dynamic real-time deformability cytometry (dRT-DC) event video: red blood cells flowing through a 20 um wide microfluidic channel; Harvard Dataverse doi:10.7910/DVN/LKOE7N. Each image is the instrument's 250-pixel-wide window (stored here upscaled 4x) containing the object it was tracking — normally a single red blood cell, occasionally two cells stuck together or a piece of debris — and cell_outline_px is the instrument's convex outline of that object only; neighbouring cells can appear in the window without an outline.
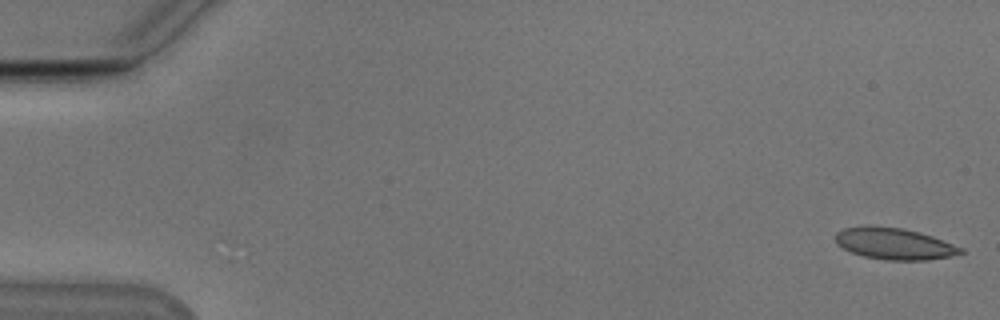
{"species": "Egyptian fruit bat (a non-hibernating species)", "species_latin": "Rousettus aegyptiacus", "temperature_condition": "cold", "stored_images_in_passage": 54, "camera_frame_rate_fps": 3000, "um_per_image_px": 0.085, "animal": {"sex": "male"}, "frame": {"image": 1, "passage_image": 1, "time_ms": 0.0, "image_size_px": [1000, 320], "cell_outline_px": [[964, 252], [948, 256], [924, 260], [888, 260], [864, 256], [852, 252], [836, 244], [836, 232], [844, 228], [868, 224], [900, 228], [920, 232], [932, 236], [964, 248]], "centroid_in_image_um": [75.98, 20.69], "position_along_channel_um": 9.0, "area_um2": 22.95}}
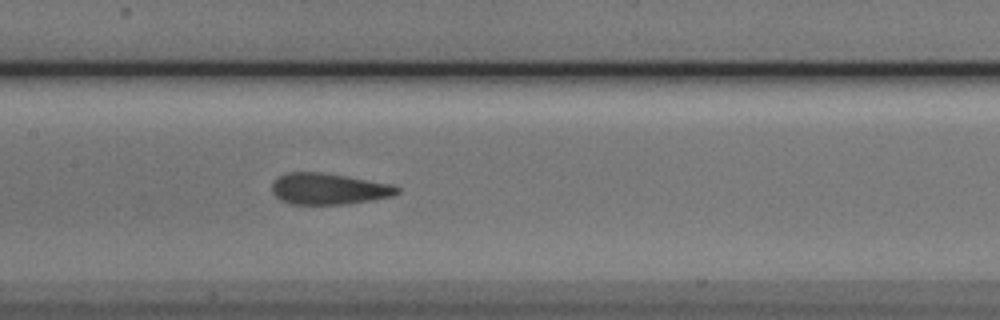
{"frame": {"image": 2, "passage_image": 26, "time_ms": 8.333, "image_size_px": [1000, 320], "cell_outline_px": [[400, 192], [392, 196], [348, 204], [288, 204], [280, 200], [272, 192], [272, 184], [280, 176], [288, 172], [320, 172], [392, 184], [400, 188]], "centroid_in_image_um": [27.93, 16.06], "position_along_channel_um": 179.5, "area_um2": 22.66}}
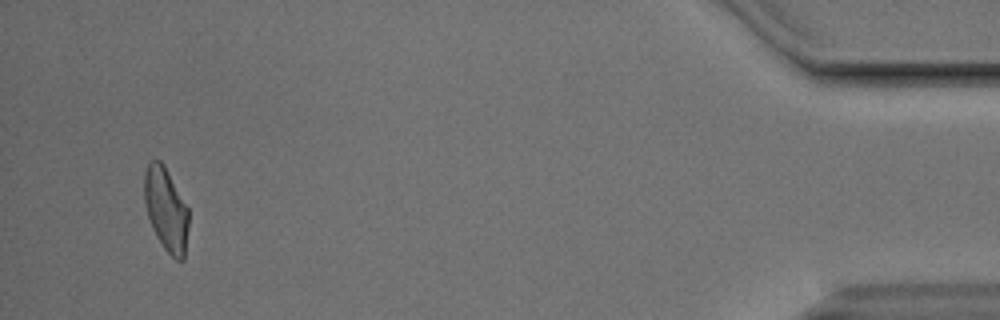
{"frame": {"image": 3, "passage_image": 51, "time_ms": 16.667, "image_size_px": [1000, 320], "cell_outline_px": [[188, 228], [184, 260], [176, 260], [164, 248], [156, 236], [152, 228], [148, 216], [144, 200], [144, 172], [148, 164], [152, 160], [160, 160], [164, 164], [188, 208]], "centroid_in_image_um": [14.11, 17.79], "position_along_channel_um": 421.1, "area_um2": 21.5}}